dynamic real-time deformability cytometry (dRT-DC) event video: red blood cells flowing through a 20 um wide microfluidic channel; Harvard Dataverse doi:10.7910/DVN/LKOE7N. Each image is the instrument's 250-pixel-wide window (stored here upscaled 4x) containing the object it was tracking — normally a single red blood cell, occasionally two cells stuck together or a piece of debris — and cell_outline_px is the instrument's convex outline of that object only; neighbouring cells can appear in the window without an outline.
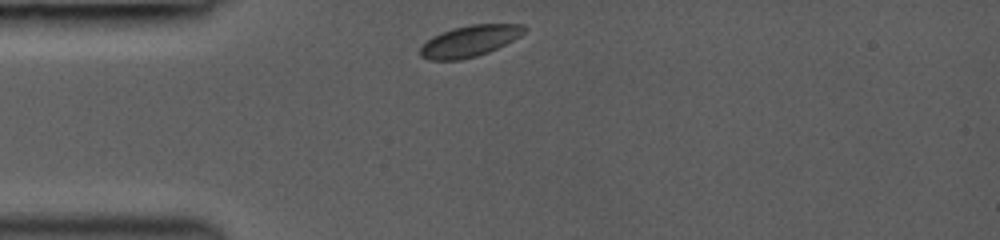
{"species": "common noctule bat (a hibernating species)", "species_latin": "Nyctalus noctula", "temperature_condition": "room temperature", "stored_images_in_passage": 30, "camera_frame_rate_fps": 3000, "um_per_image_px": 0.085, "animal": {"sex": "female", "body_mass_g": 19.0, "forearm_length_mm": 53.3}, "frame": {"image": 1, "passage_image": 1, "time_ms": 0.0, "image_size_px": [1000, 240], "cell_outline_px": [[528, 28], [520, 36], [488, 52], [476, 56], [460, 60], [428, 60], [420, 56], [420, 48], [432, 36], [452, 28], [472, 24], [524, 24]], "centroid_in_image_um": [39.91, 3.48], "position_along_channel_um": 45.1, "area_um2": 18.84}}
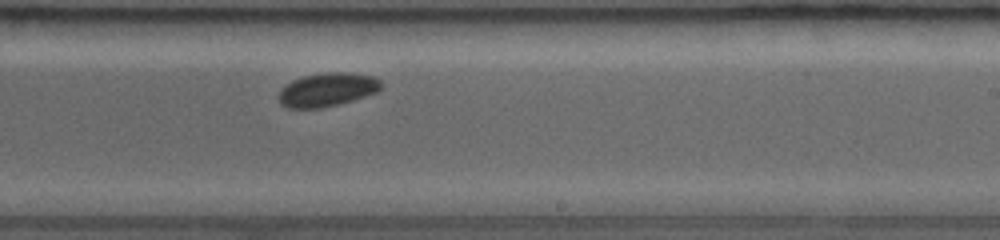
{"frame": {"image": 2, "passage_image": 18, "time_ms": 5.667, "image_size_px": [1000, 240], "cell_outline_px": [[384, 84], [376, 92], [352, 100], [320, 108], [288, 108], [280, 104], [276, 96], [292, 80], [304, 76], [324, 72], [344, 72], [372, 76], [380, 80]], "centroid_in_image_um": [27.8, 7.62], "position_along_channel_um": 261.2, "area_um2": 19.88}}
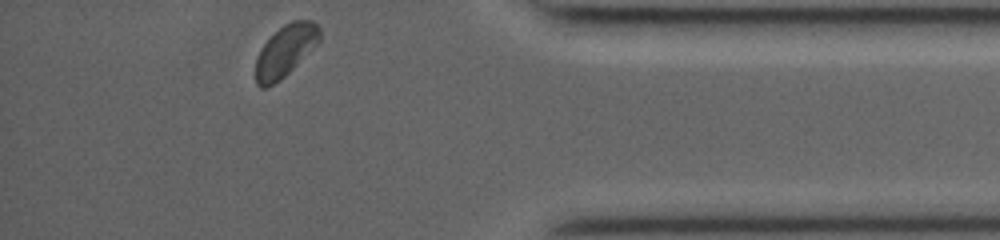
{"frame": {"image": 3, "passage_image": 30, "time_ms": 9.667, "image_size_px": [1000, 240], "cell_outline_px": [[320, 40], [280, 80], [268, 88], [260, 88], [256, 84], [256, 60], [260, 48], [284, 24], [292, 20], [312, 20], [320, 28]], "centroid_in_image_um": [24.24, 4.32], "position_along_channel_um": 411.0, "area_um2": 18.84}, "authors_computed_cell_mechanics": {"area_um2": 19.6809, "velocity_mm_per_s": 4.1436, "shape_relaxation_time_tau1_ms": 2.4671, "shape_relaxation_time_tau2_ms": null, "deformation_change_tau1": 0.0667, "deformation_change_tau2": null}}